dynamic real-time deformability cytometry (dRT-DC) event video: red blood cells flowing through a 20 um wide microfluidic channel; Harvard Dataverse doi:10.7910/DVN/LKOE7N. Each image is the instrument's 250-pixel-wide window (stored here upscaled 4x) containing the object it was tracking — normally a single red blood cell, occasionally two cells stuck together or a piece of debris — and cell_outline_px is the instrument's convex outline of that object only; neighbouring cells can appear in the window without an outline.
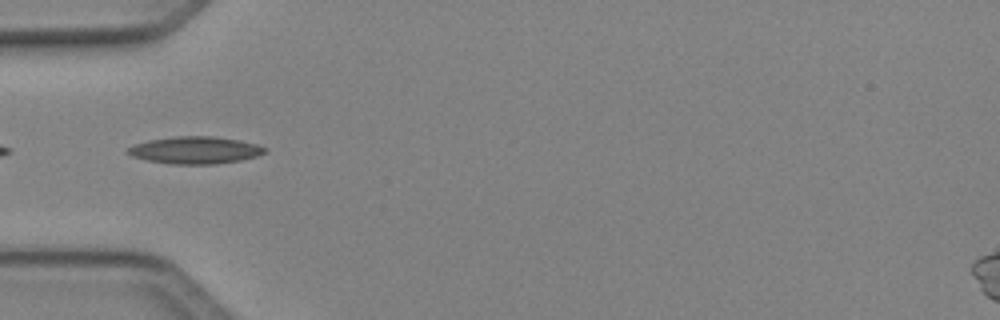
{"species": "Egyptian fruit bat (a non-hibernating species)", "species_latin": "Rousettus aegyptiacus", "temperature_condition": "cold", "stored_images_in_passage": 15, "camera_frame_rate_fps": 3000, "um_per_image_px": 0.085, "animal": {"sex": "female"}, "frame": {"image": 1, "passage_image": 1, "time_ms": 0.0, "image_size_px": [1000, 320], "cell_outline_px": [[268, 148], [264, 152], [256, 156], [240, 160], [216, 164], [172, 164], [148, 160], [132, 156], [124, 152], [128, 148], [136, 144], [148, 140], [176, 136], [212, 136], [240, 140], [256, 144]], "centroid_in_image_um": [16.58, 12.76], "position_along_channel_um": 68.4, "area_um2": 21.62}}
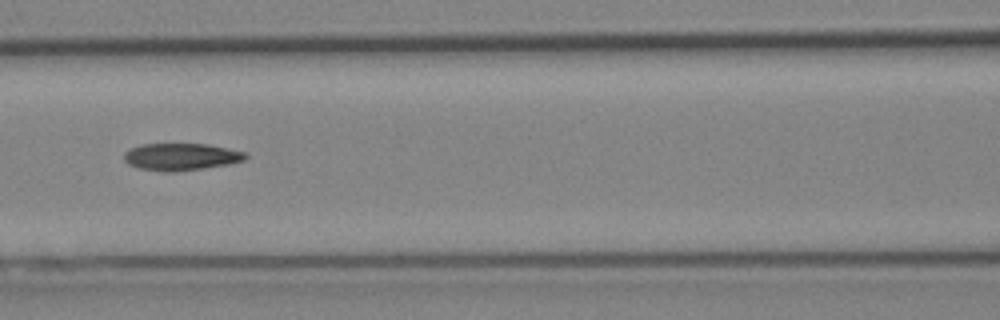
{"frame": {"image": 2, "passage_image": 7, "time_ms": 2.0, "image_size_px": [1000, 320], "cell_outline_px": [[248, 156], [244, 160], [228, 164], [204, 168], [172, 172], [164, 172], [140, 168], [128, 164], [124, 160], [124, 152], [140, 144], [208, 144], [228, 148], [244, 152]], "centroid_in_image_um": [15.38, 13.32], "position_along_channel_um": 151.2, "area_um2": 19.13}}